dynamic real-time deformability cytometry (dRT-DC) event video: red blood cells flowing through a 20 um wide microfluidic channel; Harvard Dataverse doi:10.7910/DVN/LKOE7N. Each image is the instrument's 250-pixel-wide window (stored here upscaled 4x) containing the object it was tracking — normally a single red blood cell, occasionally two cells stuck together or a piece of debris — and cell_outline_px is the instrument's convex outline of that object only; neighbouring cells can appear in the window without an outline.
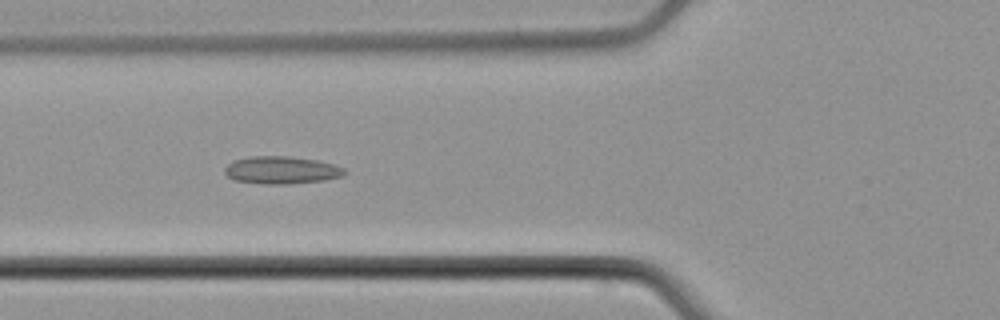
{"species": "common noctule bat (a hibernating species)", "species_latin": "Nyctalus noctula", "temperature_condition": "cold", "stored_images_in_passage": 6, "camera_frame_rate_fps": 3000, "um_per_image_px": 0.085, "animal": {"sex": "male", "body_mass_g": 21.5, "forearm_length_mm": 52.0}, "frame": {"image": 1, "passage_image": 5, "time_ms": 4.667, "image_size_px": [1000, 320], "cell_outline_px": [[348, 172], [340, 176], [324, 180], [288, 184], [260, 184], [232, 180], [224, 172], [224, 168], [232, 160], [252, 156], [288, 156], [316, 160], [332, 164], [344, 168]], "centroid_in_image_um": [23.87, 14.46], "position_along_channel_um": 101.9, "area_um2": 19.31}}
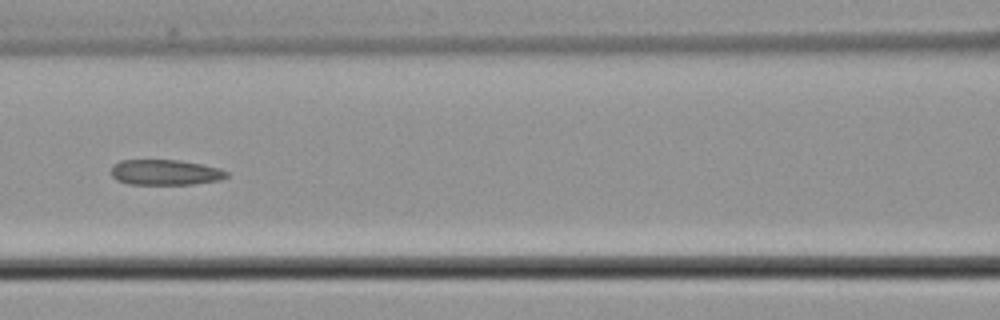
{"frame": {"image": 2, "passage_image": 6, "time_ms": 6.0, "image_size_px": [1000, 320], "cell_outline_px": [[228, 176], [220, 180], [192, 184], [128, 184], [116, 180], [112, 176], [112, 164], [120, 160], [176, 160], [200, 164], [220, 168], [228, 172]], "centroid_in_image_um": [14.03, 14.65], "position_along_channel_um": 152.6, "area_um2": 17.11}}